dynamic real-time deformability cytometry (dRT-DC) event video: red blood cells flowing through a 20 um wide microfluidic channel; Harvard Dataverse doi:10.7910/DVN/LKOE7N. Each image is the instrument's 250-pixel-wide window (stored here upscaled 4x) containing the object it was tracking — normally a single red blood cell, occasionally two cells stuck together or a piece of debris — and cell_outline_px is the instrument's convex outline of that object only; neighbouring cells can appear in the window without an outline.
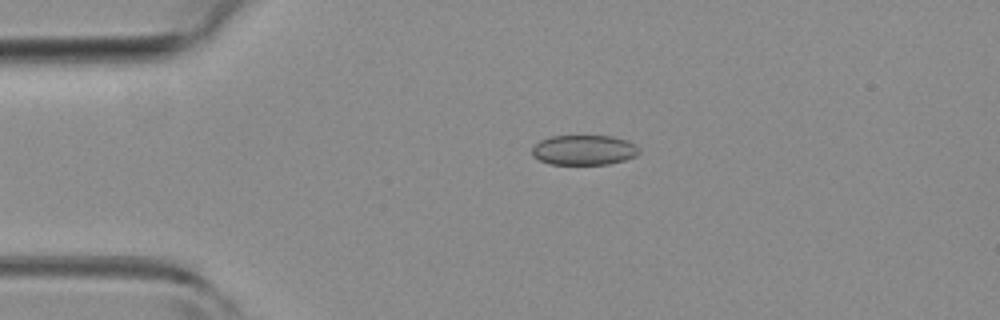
{"species": "common noctule bat (a hibernating species)", "species_latin": "Nyctalus noctula", "temperature_condition": "room temperature", "stored_images_in_passage": 41, "camera_frame_rate_fps": 3000, "um_per_image_px": 0.085, "animal": {"sex": "female", "body_mass_g": 19.3, "forearm_length_mm": 54.1}, "frame": {"image": 1, "passage_image": 1, "time_ms": 0.0, "image_size_px": [1000, 320], "cell_outline_px": [[640, 152], [636, 156], [624, 160], [608, 164], [548, 164], [532, 156], [532, 148], [540, 140], [552, 136], [612, 136], [628, 140], [636, 144], [640, 148]], "centroid_in_image_um": [49.66, 12.75], "position_along_channel_um": 35.3, "area_um2": 18.84}}
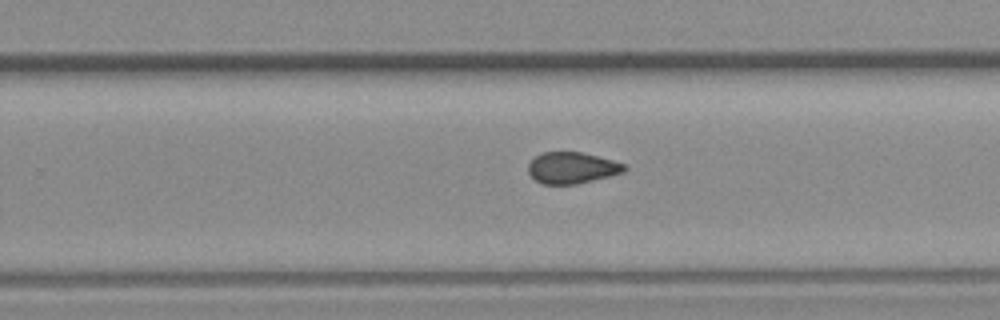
{"frame": {"image": 2, "passage_image": 22, "time_ms": 7.0, "image_size_px": [1000, 320], "cell_outline_px": [[628, 168], [624, 172], [576, 184], [540, 184], [528, 172], [528, 164], [540, 152], [580, 152], [612, 160], [624, 164]], "centroid_in_image_um": [48.59, 14.26], "position_along_channel_um": 281.2, "area_um2": 17.4}}
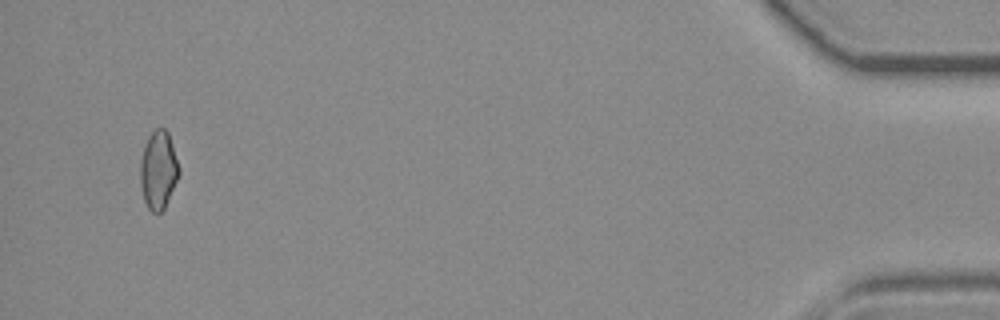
{"frame": {"image": 3, "passage_image": 39, "time_ms": 12.667, "image_size_px": [1000, 320], "cell_outline_px": [[180, 172], [164, 208], [160, 212], [152, 212], [148, 208], [144, 200], [140, 184], [140, 160], [144, 144], [148, 136], [156, 128], [164, 128], [168, 132], [180, 168]], "centroid_in_image_um": [13.44, 14.42], "position_along_channel_um": 421.8, "area_um2": 17.57}, "authors_computed_cell_mechanics": {"area_um2": 18.1492, "velocity_mm_per_s": 4.0165, "shape_relaxation_time_tau1_ms": null, "shape_relaxation_time_tau2_ms": 1.4846, "deformation_change_tau1": null, "deformation_change_tau2": 0.0489}}